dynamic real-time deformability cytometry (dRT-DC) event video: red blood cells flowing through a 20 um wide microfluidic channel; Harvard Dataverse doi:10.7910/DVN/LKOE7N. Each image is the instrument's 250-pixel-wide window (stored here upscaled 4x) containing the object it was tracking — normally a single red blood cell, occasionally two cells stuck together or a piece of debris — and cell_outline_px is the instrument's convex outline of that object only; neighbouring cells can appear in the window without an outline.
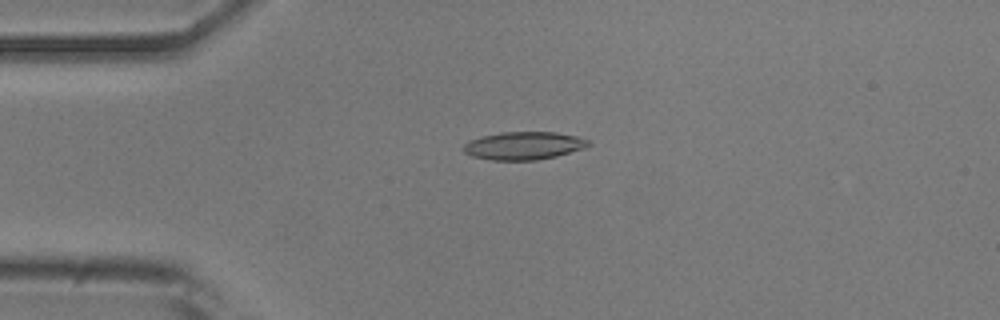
{"species": "common noctule bat (a hibernating species)", "species_latin": "Nyctalus noctula", "temperature_condition": "room temperature", "stored_images_in_passage": 12, "camera_frame_rate_fps": 3000, "um_per_image_px": 0.085, "animal": {"sex": "male", "body_mass_g": 20.5, "forearm_length_mm": 52.5}, "frame": {"image": 1, "passage_image": 12, "time_ms": 3.667, "image_size_px": [1000, 320], "cell_outline_px": [[592, 144], [584, 148], [556, 156], [536, 160], [492, 160], [472, 156], [464, 152], [460, 148], [468, 140], [500, 132], [556, 132], [576, 136], [588, 140]], "centroid_in_image_um": [44.49, 12.38], "position_along_channel_um": 40.5, "area_um2": 20.35}}